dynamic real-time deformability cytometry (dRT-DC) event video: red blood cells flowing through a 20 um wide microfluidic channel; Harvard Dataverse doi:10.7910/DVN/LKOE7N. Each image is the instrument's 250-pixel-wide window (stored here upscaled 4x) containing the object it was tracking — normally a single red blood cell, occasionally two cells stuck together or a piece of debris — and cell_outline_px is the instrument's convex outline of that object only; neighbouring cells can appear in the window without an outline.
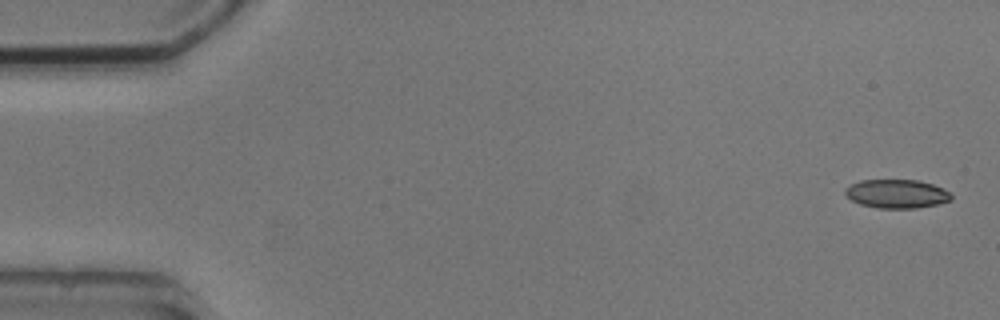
{"species": "common noctule bat (a hibernating species)", "species_latin": "Nyctalus noctula", "temperature_condition": "cold", "stored_images_in_passage": 4, "camera_frame_rate_fps": 3000, "um_per_image_px": 0.085, "animal": {"sex": "male", "body_mass_g": 20.5, "forearm_length_mm": 52.5}, "frame": {"image": 1, "passage_image": 1, "time_ms": 0.0, "image_size_px": [1000, 320], "cell_outline_px": [[952, 200], [936, 204], [916, 208], [876, 208], [860, 204], [852, 200], [844, 192], [844, 188], [860, 180], [920, 180], [944, 188], [952, 196]], "centroid_in_image_um": [76.22, 16.47], "position_along_channel_um": 8.8, "area_um2": 17.74}}